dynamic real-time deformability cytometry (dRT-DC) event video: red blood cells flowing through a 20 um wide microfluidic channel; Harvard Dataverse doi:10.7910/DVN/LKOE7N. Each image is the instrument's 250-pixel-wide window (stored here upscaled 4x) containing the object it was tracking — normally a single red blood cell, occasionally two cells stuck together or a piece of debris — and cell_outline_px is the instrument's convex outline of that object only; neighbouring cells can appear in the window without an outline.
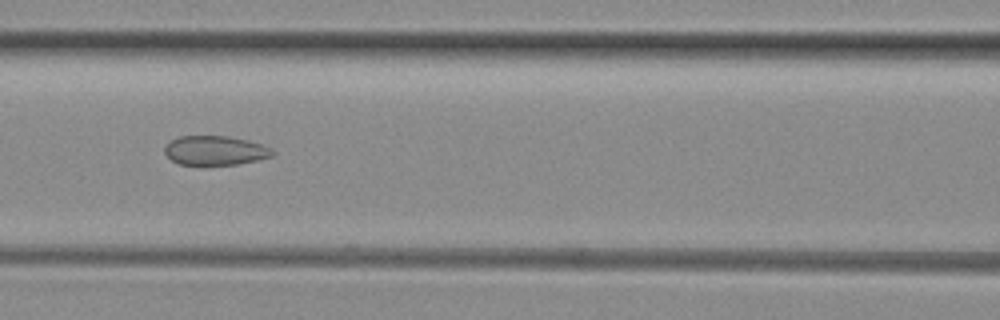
{"species": "common noctule bat (a hibernating species)", "species_latin": "Nyctalus noctula", "temperature_condition": "room temperature", "stored_images_in_passage": 51, "segment_of_instrument_passage": [2, 2], "camera_frame_rate_fps": 3000, "um_per_image_px": 0.085, "animal": {"sex": "female", "body_mass_g": 29.2, "forearm_length_mm": 56.3}, "frame": {"image": 1, "passage_image": 22, "time_ms": 7.0, "image_size_px": [1000, 320], "cell_outline_px": [[276, 152], [272, 156], [256, 160], [236, 164], [204, 168], [180, 164], [172, 160], [164, 152], [164, 148], [172, 140], [180, 136], [228, 136], [248, 140], [272, 148]], "centroid_in_image_um": [18.28, 12.83], "position_along_channel_um": 148.3, "area_um2": 18.96}}
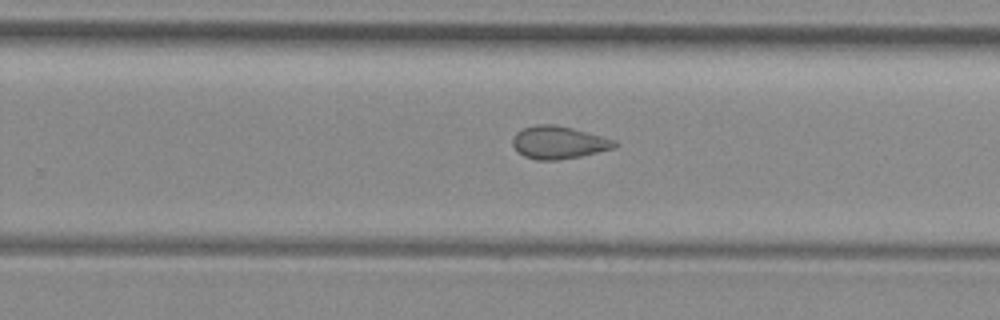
{"frame": {"image": 2, "passage_image": 32, "time_ms": 10.333, "image_size_px": [1000, 320], "cell_outline_px": [[616, 148], [580, 156], [556, 160], [536, 160], [524, 156], [512, 144], [512, 140], [516, 132], [524, 128], [536, 124], [552, 124], [572, 128], [616, 140]], "centroid_in_image_um": [47.48, 12.11], "position_along_channel_um": 282.3, "area_um2": 19.25}}
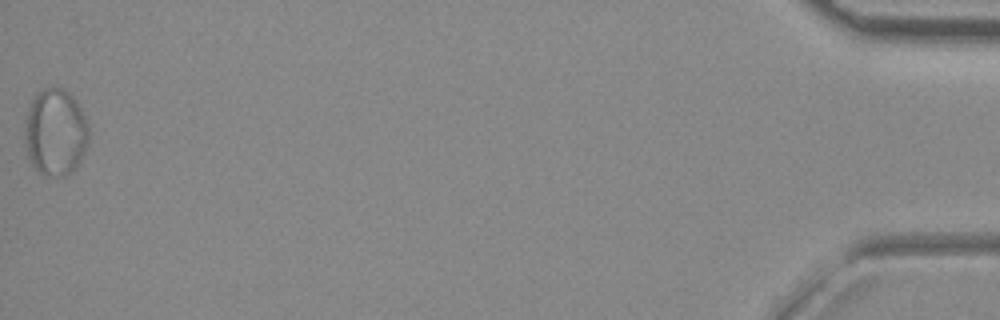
{"frame": {"image": 3, "passage_image": 51, "time_ms": 16.667, "image_size_px": [1000, 320], "cell_outline_px": [[88, 144], [76, 168], [72, 172], [64, 176], [48, 176], [40, 172], [32, 164], [28, 156], [24, 132], [24, 128], [28, 108], [36, 92], [44, 88], [64, 88], [76, 100], [88, 124]], "centroid_in_image_um": [4.71, 11.24], "position_along_channel_um": 430.5, "area_um2": 32.43}}